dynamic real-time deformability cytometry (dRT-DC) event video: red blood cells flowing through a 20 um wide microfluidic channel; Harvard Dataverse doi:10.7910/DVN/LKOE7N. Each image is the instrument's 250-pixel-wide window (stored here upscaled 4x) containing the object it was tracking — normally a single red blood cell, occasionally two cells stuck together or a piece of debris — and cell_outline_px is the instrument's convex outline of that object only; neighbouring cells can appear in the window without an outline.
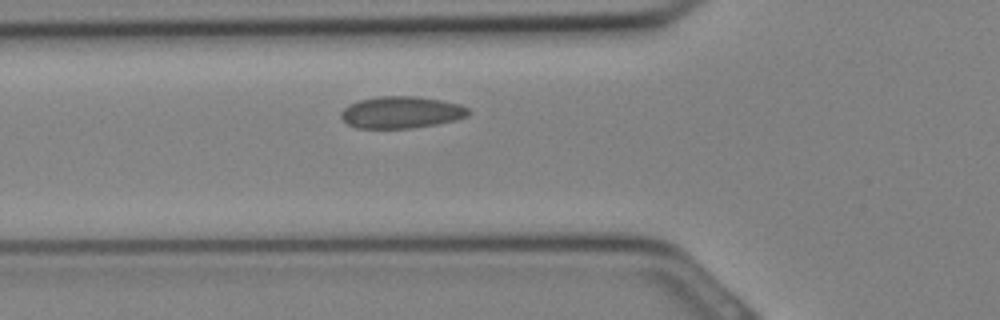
{"species": "Egyptian fruit bat (a non-hibernating species)", "species_latin": "Rousettus aegyptiacus", "temperature_condition": "cold", "stored_images_in_passage": 13, "camera_frame_rate_fps": 3000, "um_per_image_px": 0.085, "animal": {"sex": "female"}, "frame": {"image": 1, "passage_image": 3, "time_ms": 0.667, "image_size_px": [1000, 320], "cell_outline_px": [[472, 112], [468, 116], [456, 120], [436, 124], [412, 128], [356, 128], [348, 124], [340, 116], [340, 112], [348, 104], [360, 100], [376, 96], [416, 96], [444, 100], [460, 104], [468, 108]], "centroid_in_image_um": [34.13, 9.54], "position_along_channel_um": 91.7, "area_um2": 23.93}}
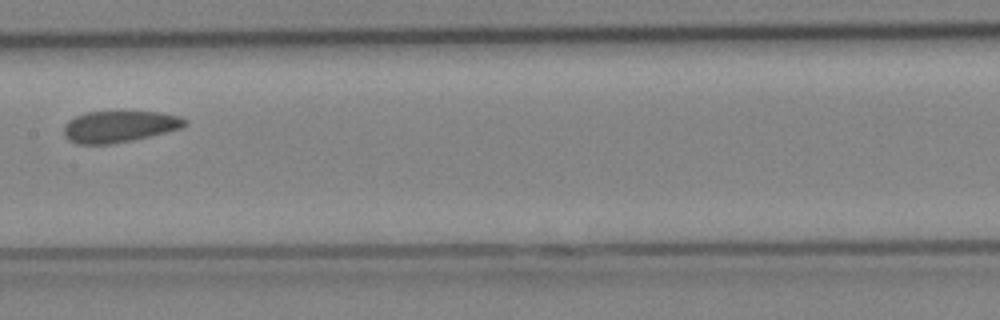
{"frame": {"image": 2, "passage_image": 8, "time_ms": 2.333, "image_size_px": [1000, 320], "cell_outline_px": [[188, 124], [180, 128], [132, 140], [112, 144], [76, 144], [68, 140], [64, 136], [64, 124], [68, 120], [84, 112], [116, 108], [160, 112], [180, 116], [188, 120]], "centroid_in_image_um": [10.12, 10.69], "position_along_channel_um": 197.3, "area_um2": 23.29}}
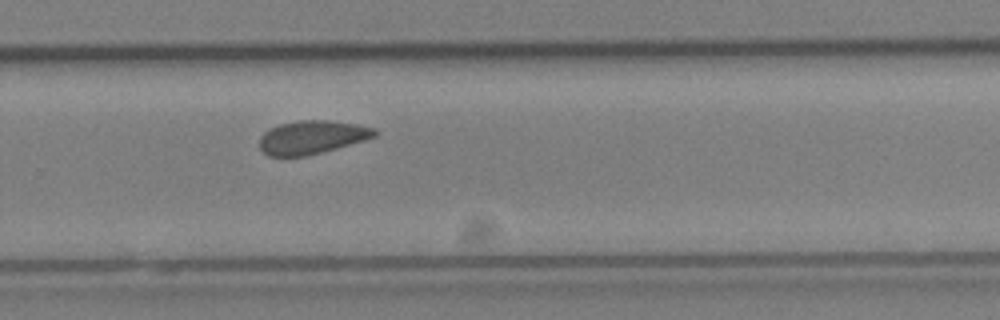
{"frame": {"image": 3, "passage_image": 13, "time_ms": 4.0, "image_size_px": [1000, 320], "cell_outline_px": [[380, 132], [376, 136], [364, 140], [336, 148], [304, 156], [268, 156], [260, 148], [260, 136], [268, 128], [280, 124], [300, 120], [328, 120], [356, 124], [376, 128]], "centroid_in_image_um": [26.52, 11.65], "position_along_channel_um": 303.3, "area_um2": 22.37}}